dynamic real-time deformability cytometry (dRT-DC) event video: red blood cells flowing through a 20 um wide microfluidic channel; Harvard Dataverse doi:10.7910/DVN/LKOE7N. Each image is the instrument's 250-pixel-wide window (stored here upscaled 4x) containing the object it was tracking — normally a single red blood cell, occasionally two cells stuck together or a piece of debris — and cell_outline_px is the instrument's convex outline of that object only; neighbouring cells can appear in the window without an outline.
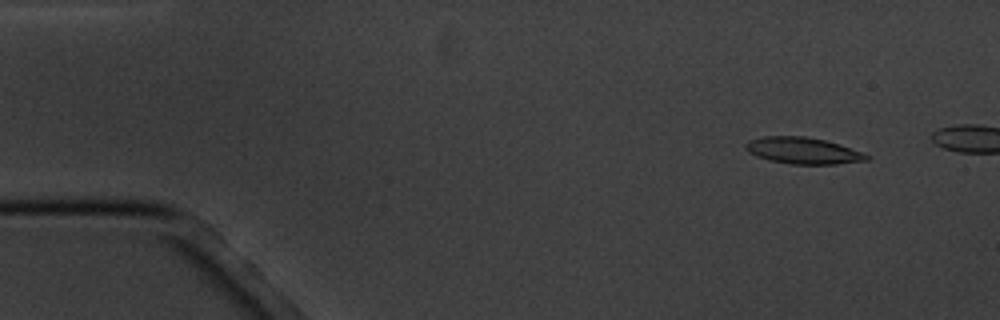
{"species": "common noctule bat (a hibernating species)", "species_latin": "Nyctalus noctula", "temperature_condition": "cold", "stored_images_in_passage": 4, "camera_frame_rate_fps": 3000, "um_per_image_px": 0.085, "animal": {"sex": "male", "body_mass_g": 20.1, "forearm_length_mm": 53.5}, "frame": {"image": 1, "passage_image": 2, "time_ms": 1.0, "image_size_px": [1000, 320], "cell_outline_px": [[872, 156], [868, 160], [836, 164], [792, 164], [768, 160], [756, 156], [748, 152], [744, 148], [744, 144], [748, 140], [764, 136], [804, 136], [824, 140], [840, 144], [864, 152]], "centroid_in_image_um": [68.26, 12.8], "position_along_channel_um": 16.7, "area_um2": 18.9}}